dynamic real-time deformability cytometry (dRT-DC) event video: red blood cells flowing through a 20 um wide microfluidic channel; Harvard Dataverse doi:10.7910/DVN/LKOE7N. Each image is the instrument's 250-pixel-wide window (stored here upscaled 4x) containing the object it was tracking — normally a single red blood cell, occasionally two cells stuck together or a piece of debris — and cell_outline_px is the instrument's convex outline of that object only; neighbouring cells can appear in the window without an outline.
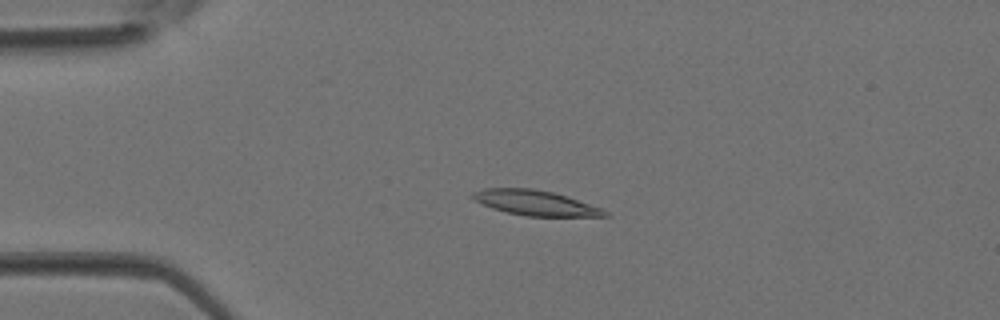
{"species": "Egyptian fruit bat (a non-hibernating species)", "species_latin": "Rousettus aegyptiacus", "temperature_condition": "room temperature", "stored_images_in_passage": 3, "camera_frame_rate_fps": 3000, "um_per_image_px": 0.085, "animal": {"sex": "female"}, "frame": {"image": 1, "passage_image": 2, "time_ms": 0.333, "image_size_px": [1000, 320], "cell_outline_px": [[612, 216], [524, 216], [492, 208], [468, 196], [472, 192], [484, 188], [532, 188], [552, 192], [568, 196], [600, 208], [608, 212]], "centroid_in_image_um": [45.49, 17.23], "position_along_channel_um": 39.5, "area_um2": 19.19}}